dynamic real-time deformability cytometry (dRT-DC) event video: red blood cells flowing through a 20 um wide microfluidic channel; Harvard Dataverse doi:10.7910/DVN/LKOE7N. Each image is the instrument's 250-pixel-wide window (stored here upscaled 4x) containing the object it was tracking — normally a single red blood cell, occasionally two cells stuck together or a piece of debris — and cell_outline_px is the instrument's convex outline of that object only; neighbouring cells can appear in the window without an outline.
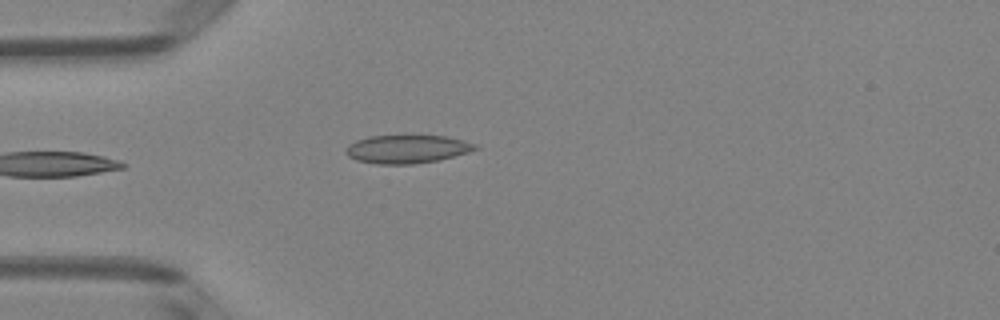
{"species": "Egyptian fruit bat (a non-hibernating species)", "species_latin": "Rousettus aegyptiacus", "temperature_condition": "room temperature", "stored_images_in_passage": 5, "camera_frame_rate_fps": 3000, "um_per_image_px": 0.085, "animal": {"sex": "female"}, "frame": {"image": 1, "passage_image": 5, "time_ms": 1.333, "image_size_px": [1000, 320], "cell_outline_px": [[480, 148], [468, 152], [436, 160], [412, 164], [376, 164], [356, 160], [348, 156], [344, 152], [348, 144], [356, 140], [368, 136], [448, 136], [476, 144]], "centroid_in_image_um": [34.55, 12.67], "position_along_channel_um": 50.4, "area_um2": 21.21}}